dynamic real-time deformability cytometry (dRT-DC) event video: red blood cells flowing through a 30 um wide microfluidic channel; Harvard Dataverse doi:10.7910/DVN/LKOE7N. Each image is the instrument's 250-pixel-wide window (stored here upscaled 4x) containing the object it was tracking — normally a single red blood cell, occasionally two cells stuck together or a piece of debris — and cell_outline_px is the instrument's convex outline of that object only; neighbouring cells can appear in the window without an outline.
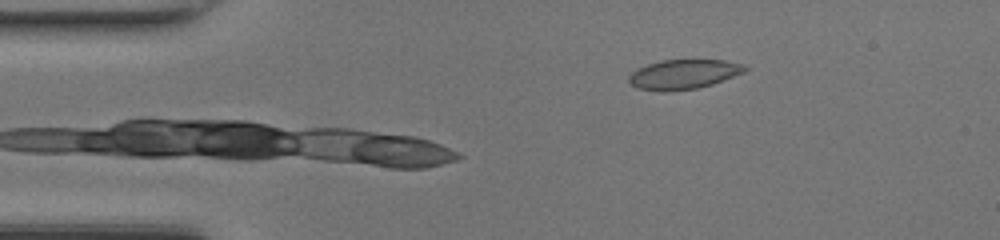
{"species": "common noctule bat (a hibernating species)", "species_latin": "Nyctalus noctula", "temperature_condition": "room temperature", "stored_images_in_passage": 13, "camera_frame_rate_fps": 3000, "um_per_image_px": 0.085, "animal": {"sex": "female", "body_mass_g": 17.0, "forearm_length_mm": 48.0}, "frame": {"image": 1, "passage_image": 13, "time_ms": 4.0, "image_size_px": [1000, 240], "cell_outline_px": [[748, 68], [744, 72], [712, 84], [696, 88], [664, 92], [636, 88], [628, 80], [628, 76], [636, 68], [660, 60], [724, 60], [744, 64]], "centroid_in_image_um": [58.07, 6.31], "position_along_channel_um": 26.9, "area_um2": 20.0}}